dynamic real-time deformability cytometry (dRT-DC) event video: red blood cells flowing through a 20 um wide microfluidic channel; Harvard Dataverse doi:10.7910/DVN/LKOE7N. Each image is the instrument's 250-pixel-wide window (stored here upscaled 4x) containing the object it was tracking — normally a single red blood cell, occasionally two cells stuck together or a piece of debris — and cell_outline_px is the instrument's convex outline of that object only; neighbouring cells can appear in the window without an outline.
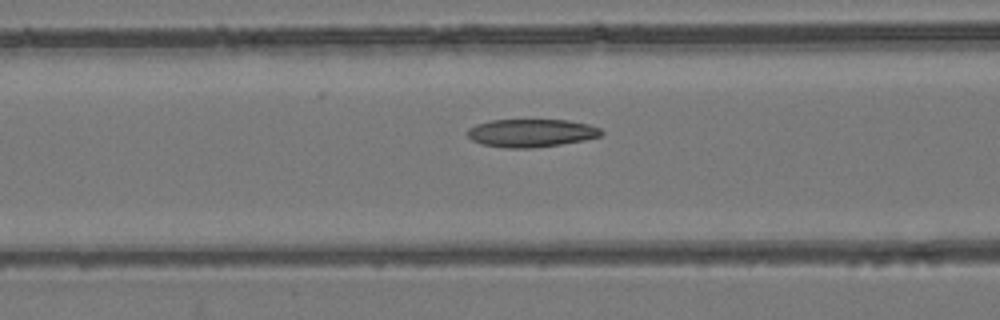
{"species": "common noctule bat (a hibernating species)", "species_latin": "Nyctalus noctula", "temperature_condition": "room temperature", "stored_images_in_passage": 42, "camera_frame_rate_fps": 3000, "um_per_image_px": 0.085, "animal": {"sex": "female", "body_mass_g": 24.6, "forearm_length_mm": 56.2}, "frame": {"image": 1, "passage_image": 10, "time_ms": 3.0, "image_size_px": [1000, 320], "cell_outline_px": [[604, 132], [600, 136], [584, 140], [560, 144], [532, 148], [504, 148], [484, 144], [472, 140], [464, 132], [468, 128], [476, 124], [492, 120], [568, 120], [588, 124], [600, 128]], "centroid_in_image_um": [45.13, 11.3], "position_along_channel_um": 121.5, "area_um2": 21.85}}
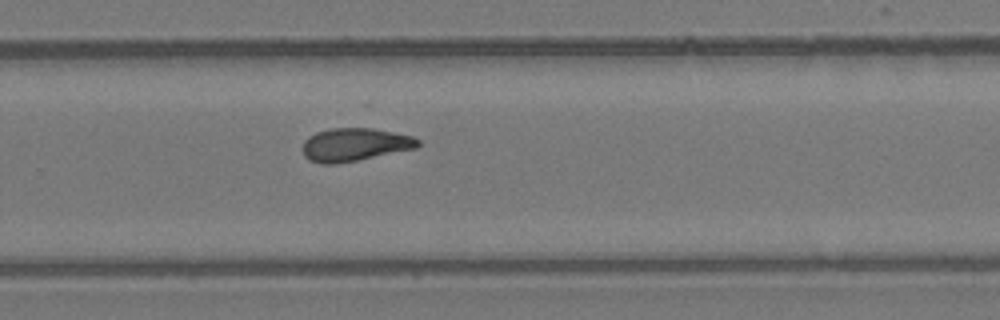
{"frame": {"image": 2, "passage_image": 24, "time_ms": 7.667, "image_size_px": [1000, 320], "cell_outline_px": [[420, 144], [416, 148], [336, 164], [320, 164], [308, 160], [304, 156], [300, 148], [304, 140], [308, 136], [316, 132], [332, 128], [372, 128], [412, 136], [420, 140]], "centroid_in_image_um": [30.08, 12.29], "position_along_channel_um": 299.7, "area_um2": 22.31}}
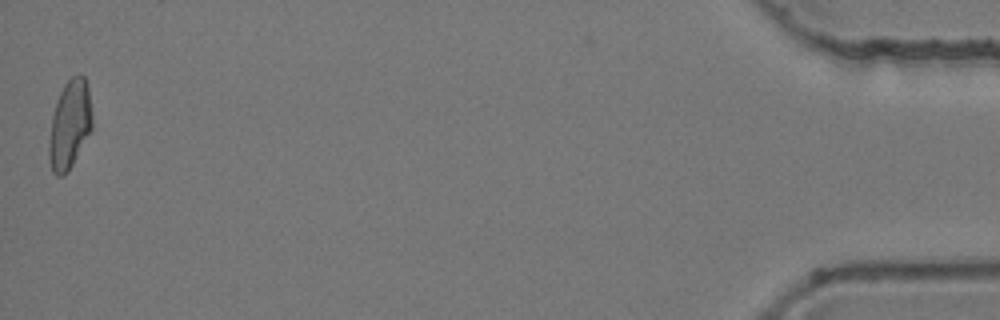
{"frame": {"image": 3, "passage_image": 42, "time_ms": 13.667, "image_size_px": [1000, 320], "cell_outline_px": [[92, 128], [68, 172], [64, 176], [56, 176], [52, 172], [48, 156], [48, 140], [52, 116], [56, 100], [64, 84], [72, 76], [80, 72], [84, 76], [88, 84], [92, 112]], "centroid_in_image_um": [5.91, 10.57], "position_along_channel_um": 429.3, "area_um2": 22.66}}